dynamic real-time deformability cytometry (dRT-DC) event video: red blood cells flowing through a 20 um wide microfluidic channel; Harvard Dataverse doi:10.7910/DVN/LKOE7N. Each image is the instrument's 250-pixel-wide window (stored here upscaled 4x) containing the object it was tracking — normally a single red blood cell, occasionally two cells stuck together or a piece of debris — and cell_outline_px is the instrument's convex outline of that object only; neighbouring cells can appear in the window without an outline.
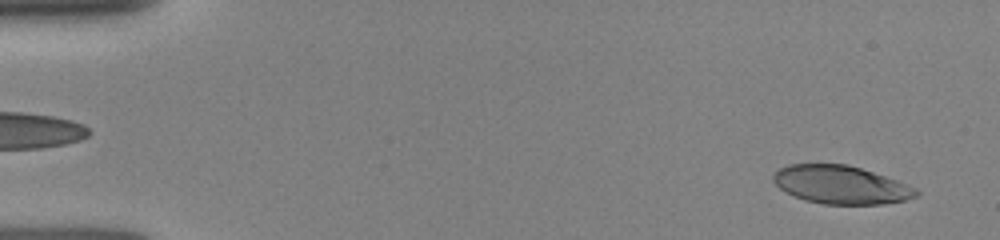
{"species": "human", "species_latin": "Homo sapiens", "temperature_condition": "room temperature", "stored_images_in_passage": 50, "camera_frame_rate_fps": 3000, "um_per_image_px": 0.085, "donor": {"sex": "female"}, "frame": {"image": 1, "passage_image": 2, "time_ms": 0.333, "image_size_px": [1000, 240], "cell_outline_px": [[920, 192], [916, 196], [904, 200], [880, 204], [824, 204], [804, 200], [780, 188], [772, 180], [772, 176], [780, 168], [788, 164], [848, 164], [908, 184], [916, 188]], "centroid_in_image_um": [71.47, 15.7], "position_along_channel_um": 13.5, "area_um2": 31.5}}
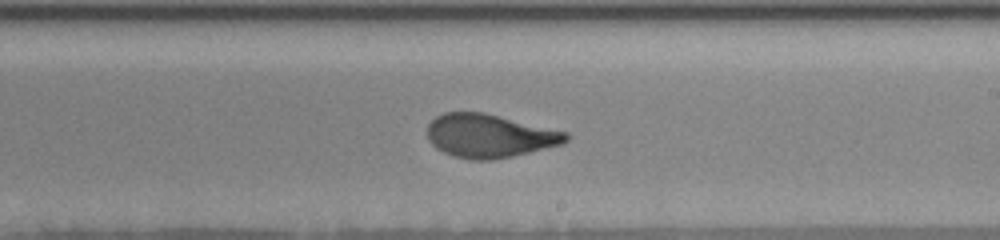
{"frame": {"image": 2, "passage_image": 30, "time_ms": 9.0, "image_size_px": [1000, 240], "cell_outline_px": [[572, 136], [568, 140], [560, 144], [512, 156], [492, 160], [472, 160], [452, 156], [436, 148], [428, 140], [428, 124], [436, 116], [444, 112], [484, 112], [568, 132]], "centroid_in_image_um": [41.59, 11.54], "position_along_channel_um": 247.4, "area_um2": 35.08}}
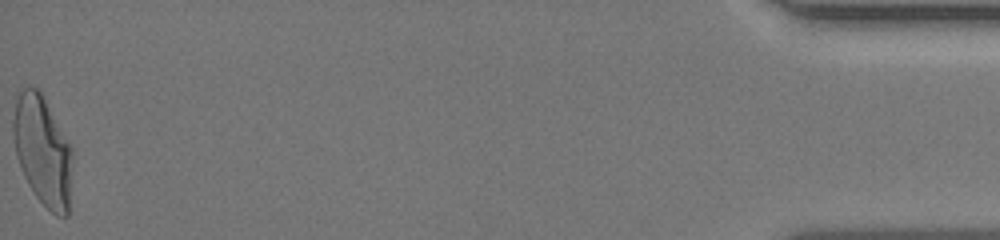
{"frame": {"image": 3, "passage_image": 50, "time_ms": 15.667, "image_size_px": [1000, 240], "cell_outline_px": [[72, 156], [68, 216], [56, 216], [36, 196], [28, 184], [20, 168], [16, 156], [12, 136], [12, 120], [16, 100], [20, 92], [24, 88], [36, 88], [40, 92], [72, 148]], "centroid_in_image_um": [3.6, 12.84], "position_along_channel_um": 431.6, "area_um2": 37.4}}